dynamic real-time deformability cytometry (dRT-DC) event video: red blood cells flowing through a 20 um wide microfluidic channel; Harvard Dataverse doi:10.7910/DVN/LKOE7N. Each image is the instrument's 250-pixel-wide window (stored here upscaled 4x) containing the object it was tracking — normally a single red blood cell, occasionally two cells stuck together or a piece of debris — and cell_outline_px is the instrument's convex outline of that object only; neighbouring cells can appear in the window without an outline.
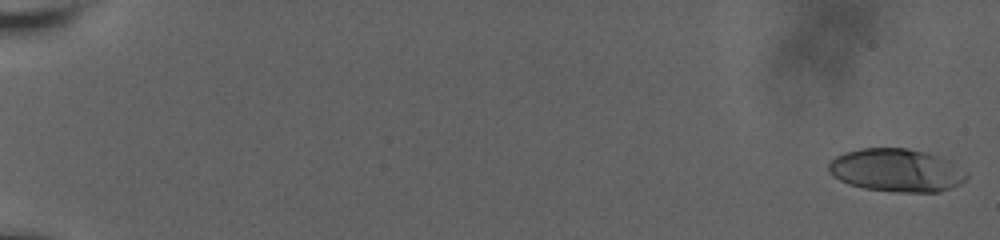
{"species": "human", "species_latin": "Homo sapiens", "temperature_condition": "room temperature", "stored_images_in_passage": 60, "camera_frame_rate_fps": 3000, "um_per_image_px": 0.085, "donor": {"sex": "male"}, "frame": {"image": 1, "passage_image": 1, "time_ms": 0.0, "image_size_px": [1000, 240], "cell_outline_px": [[968, 176], [960, 184], [940, 192], [896, 192], [864, 188], [848, 184], [832, 176], [828, 172], [828, 164], [836, 156], [844, 152], [860, 148], [908, 148], [924, 152], [948, 160], [968, 172]], "centroid_in_image_um": [76.18, 14.48], "position_along_channel_um": 8.8, "area_um2": 34.68}}
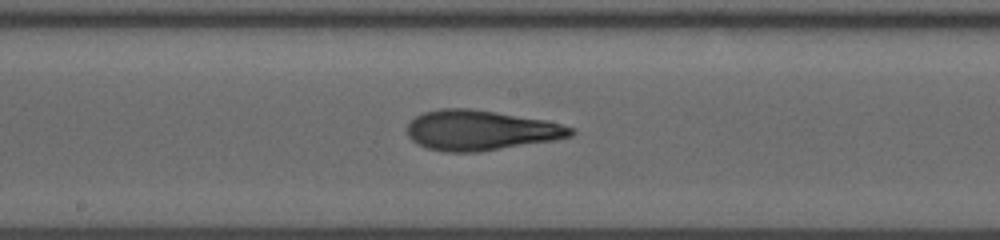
{"frame": {"image": 2, "passage_image": 35, "time_ms": 11.333, "image_size_px": [1000, 240], "cell_outline_px": [[576, 132], [572, 136], [552, 140], [476, 152], [444, 152], [428, 148], [416, 144], [408, 136], [408, 124], [416, 116], [424, 112], [440, 108], [468, 108], [496, 112], [544, 120], [576, 128]], "centroid_in_image_um": [40.83, 11.07], "position_along_channel_um": 207.4, "area_um2": 37.97}}
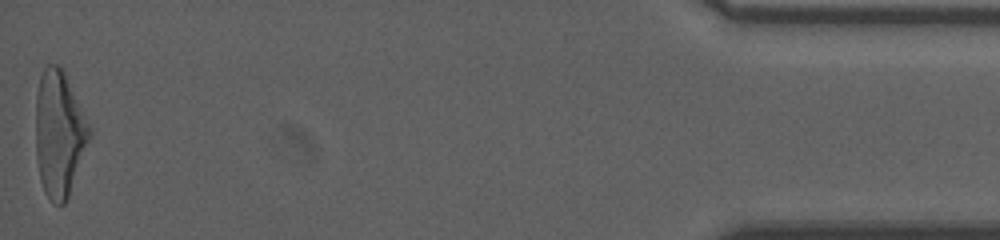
{"frame": {"image": 3, "passage_image": 60, "time_ms": 19.667, "image_size_px": [1000, 240], "cell_outline_px": [[92, 136], [68, 196], [64, 204], [56, 204], [44, 192], [40, 180], [36, 160], [36, 96], [40, 76], [44, 68], [48, 64], [56, 64], [64, 72], [92, 128]], "centroid_in_image_um": [5.04, 11.37], "position_along_channel_um": 430.2, "area_um2": 39.48}, "authors_computed_cell_mechanics": {"area_um2": 37.0209, "velocity_mm_per_s": 3.6756, "shape_relaxation_time_tau1_ms": 5.7034, "shape_relaxation_time_tau2_ms": 2.1288, "deformation_change_tau1": 0.2295, "deformation_change_tau2": 0.1161}}